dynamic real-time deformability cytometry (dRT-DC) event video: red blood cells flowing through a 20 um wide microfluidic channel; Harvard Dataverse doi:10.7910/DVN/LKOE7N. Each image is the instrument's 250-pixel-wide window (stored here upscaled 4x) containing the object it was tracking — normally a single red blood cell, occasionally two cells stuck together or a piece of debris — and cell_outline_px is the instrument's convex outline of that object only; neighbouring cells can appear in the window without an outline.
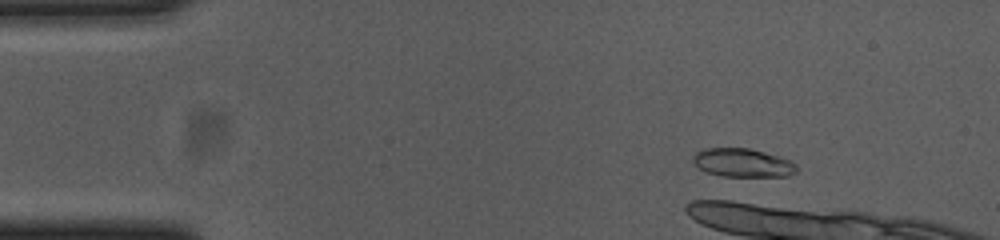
{"species": "common noctule bat (a hibernating species)", "species_latin": "Nyctalus noctula", "temperature_condition": "cold", "stored_images_in_passage": 9, "camera_frame_rate_fps": 3000, "um_per_image_px": 0.085, "animal": {"sex": "female", "body_mass_g": 23.0, "forearm_length_mm": 53.4}, "frame": {"image": 1, "passage_image": 7, "time_ms": 2.0, "image_size_px": [1000, 240], "cell_outline_px": [[796, 172], [788, 176], [724, 176], [704, 172], [692, 160], [692, 156], [696, 152], [704, 148], [748, 148], [780, 156], [792, 160], [796, 164]], "centroid_in_image_um": [63.13, 13.83], "position_along_channel_um": 21.9, "area_um2": 17.28}}